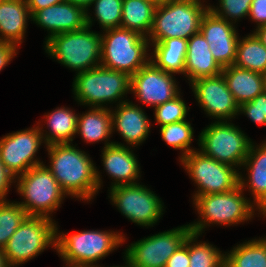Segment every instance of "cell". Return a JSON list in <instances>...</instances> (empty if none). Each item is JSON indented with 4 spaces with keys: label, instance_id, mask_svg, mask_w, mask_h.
I'll return each mask as SVG.
<instances>
[{
    "label": "cell",
    "instance_id": "6da1fadb",
    "mask_svg": "<svg viewBox=\"0 0 266 267\" xmlns=\"http://www.w3.org/2000/svg\"><path fill=\"white\" fill-rule=\"evenodd\" d=\"M71 144L48 145L51 165L46 167L67 196L90 201L101 187L100 173L89 155Z\"/></svg>",
    "mask_w": 266,
    "mask_h": 267
},
{
    "label": "cell",
    "instance_id": "7a4b0ae2",
    "mask_svg": "<svg viewBox=\"0 0 266 267\" xmlns=\"http://www.w3.org/2000/svg\"><path fill=\"white\" fill-rule=\"evenodd\" d=\"M87 12V26L77 31L51 36L45 41L48 55L78 73L100 66L102 35L90 31L91 15Z\"/></svg>",
    "mask_w": 266,
    "mask_h": 267
},
{
    "label": "cell",
    "instance_id": "3957f363",
    "mask_svg": "<svg viewBox=\"0 0 266 267\" xmlns=\"http://www.w3.org/2000/svg\"><path fill=\"white\" fill-rule=\"evenodd\" d=\"M114 231H80L59 234L57 228L56 251L67 266L95 267L102 259L125 242L124 235Z\"/></svg>",
    "mask_w": 266,
    "mask_h": 267
},
{
    "label": "cell",
    "instance_id": "277c9868",
    "mask_svg": "<svg viewBox=\"0 0 266 267\" xmlns=\"http://www.w3.org/2000/svg\"><path fill=\"white\" fill-rule=\"evenodd\" d=\"M103 31L101 66L131 77L150 61L147 37L122 27Z\"/></svg>",
    "mask_w": 266,
    "mask_h": 267
},
{
    "label": "cell",
    "instance_id": "5b68a950",
    "mask_svg": "<svg viewBox=\"0 0 266 267\" xmlns=\"http://www.w3.org/2000/svg\"><path fill=\"white\" fill-rule=\"evenodd\" d=\"M202 4L200 0H168L158 4L147 37L149 44L169 38L189 39L199 32L201 19L209 9Z\"/></svg>",
    "mask_w": 266,
    "mask_h": 267
},
{
    "label": "cell",
    "instance_id": "8992f818",
    "mask_svg": "<svg viewBox=\"0 0 266 267\" xmlns=\"http://www.w3.org/2000/svg\"><path fill=\"white\" fill-rule=\"evenodd\" d=\"M73 80V92L79 104L104 108L103 104L121 100L130 91L131 77L122 71L98 66L77 73Z\"/></svg>",
    "mask_w": 266,
    "mask_h": 267
},
{
    "label": "cell",
    "instance_id": "52a82bcc",
    "mask_svg": "<svg viewBox=\"0 0 266 267\" xmlns=\"http://www.w3.org/2000/svg\"><path fill=\"white\" fill-rule=\"evenodd\" d=\"M244 189L240 186L223 193L197 196L193 200L200 216V221L189 223L192 232L202 234L209 224L235 225L248 221L254 215L255 205L245 199Z\"/></svg>",
    "mask_w": 266,
    "mask_h": 267
},
{
    "label": "cell",
    "instance_id": "ba28073f",
    "mask_svg": "<svg viewBox=\"0 0 266 267\" xmlns=\"http://www.w3.org/2000/svg\"><path fill=\"white\" fill-rule=\"evenodd\" d=\"M16 178L17 192L24 197L19 204L28 216L51 218L50 214L59 208L67 195L44 164L34 166Z\"/></svg>",
    "mask_w": 266,
    "mask_h": 267
},
{
    "label": "cell",
    "instance_id": "9c48e42d",
    "mask_svg": "<svg viewBox=\"0 0 266 267\" xmlns=\"http://www.w3.org/2000/svg\"><path fill=\"white\" fill-rule=\"evenodd\" d=\"M56 237L57 226L52 218L28 216L3 248L8 265L19 266L50 245L56 250Z\"/></svg>",
    "mask_w": 266,
    "mask_h": 267
},
{
    "label": "cell",
    "instance_id": "30bf717a",
    "mask_svg": "<svg viewBox=\"0 0 266 267\" xmlns=\"http://www.w3.org/2000/svg\"><path fill=\"white\" fill-rule=\"evenodd\" d=\"M198 140L205 156L235 168L243 165L252 143L238 126L219 120L203 129Z\"/></svg>",
    "mask_w": 266,
    "mask_h": 267
},
{
    "label": "cell",
    "instance_id": "8fae6325",
    "mask_svg": "<svg viewBox=\"0 0 266 267\" xmlns=\"http://www.w3.org/2000/svg\"><path fill=\"white\" fill-rule=\"evenodd\" d=\"M189 173L198 190L197 196L223 193L234 190L239 186V173L235 167L220 163L205 156L201 151H192L183 158H179Z\"/></svg>",
    "mask_w": 266,
    "mask_h": 267
},
{
    "label": "cell",
    "instance_id": "7c38bea8",
    "mask_svg": "<svg viewBox=\"0 0 266 267\" xmlns=\"http://www.w3.org/2000/svg\"><path fill=\"white\" fill-rule=\"evenodd\" d=\"M110 200L133 223L151 227L163 215L162 200L140 183L119 185L110 189Z\"/></svg>",
    "mask_w": 266,
    "mask_h": 267
},
{
    "label": "cell",
    "instance_id": "4fadbf2b",
    "mask_svg": "<svg viewBox=\"0 0 266 267\" xmlns=\"http://www.w3.org/2000/svg\"><path fill=\"white\" fill-rule=\"evenodd\" d=\"M190 226L164 231L129 245L125 257L132 267H165L171 255L185 242Z\"/></svg>",
    "mask_w": 266,
    "mask_h": 267
},
{
    "label": "cell",
    "instance_id": "5bb4252c",
    "mask_svg": "<svg viewBox=\"0 0 266 267\" xmlns=\"http://www.w3.org/2000/svg\"><path fill=\"white\" fill-rule=\"evenodd\" d=\"M43 142L39 126L9 133L0 139L1 161L15 180L17 175L43 164L34 158Z\"/></svg>",
    "mask_w": 266,
    "mask_h": 267
},
{
    "label": "cell",
    "instance_id": "9a60e30c",
    "mask_svg": "<svg viewBox=\"0 0 266 267\" xmlns=\"http://www.w3.org/2000/svg\"><path fill=\"white\" fill-rule=\"evenodd\" d=\"M175 81L172 73L157 68L149 61L131 76L130 92L143 104L156 107L179 94Z\"/></svg>",
    "mask_w": 266,
    "mask_h": 267
},
{
    "label": "cell",
    "instance_id": "2e32d148",
    "mask_svg": "<svg viewBox=\"0 0 266 267\" xmlns=\"http://www.w3.org/2000/svg\"><path fill=\"white\" fill-rule=\"evenodd\" d=\"M194 96L209 116L227 121L239 114V105L228 89L222 74L191 82Z\"/></svg>",
    "mask_w": 266,
    "mask_h": 267
},
{
    "label": "cell",
    "instance_id": "e0dca14e",
    "mask_svg": "<svg viewBox=\"0 0 266 267\" xmlns=\"http://www.w3.org/2000/svg\"><path fill=\"white\" fill-rule=\"evenodd\" d=\"M199 31L208 42L213 58L219 66L223 69L233 65L239 41L233 23L217 17L208 9L201 19Z\"/></svg>",
    "mask_w": 266,
    "mask_h": 267
},
{
    "label": "cell",
    "instance_id": "ac0fdd59",
    "mask_svg": "<svg viewBox=\"0 0 266 267\" xmlns=\"http://www.w3.org/2000/svg\"><path fill=\"white\" fill-rule=\"evenodd\" d=\"M31 19L49 31V36L64 32L77 31L87 26V11L67 1L36 11Z\"/></svg>",
    "mask_w": 266,
    "mask_h": 267
},
{
    "label": "cell",
    "instance_id": "d6986e66",
    "mask_svg": "<svg viewBox=\"0 0 266 267\" xmlns=\"http://www.w3.org/2000/svg\"><path fill=\"white\" fill-rule=\"evenodd\" d=\"M124 144L106 146L102 151V161L106 172L114 179L111 188L119 185L135 184L140 175V167L135 154ZM140 175V176H139Z\"/></svg>",
    "mask_w": 266,
    "mask_h": 267
},
{
    "label": "cell",
    "instance_id": "ffe728a7",
    "mask_svg": "<svg viewBox=\"0 0 266 267\" xmlns=\"http://www.w3.org/2000/svg\"><path fill=\"white\" fill-rule=\"evenodd\" d=\"M116 109L111 110L112 129L118 131L130 147L140 145L151 128L144 111L128 101L118 104Z\"/></svg>",
    "mask_w": 266,
    "mask_h": 267
},
{
    "label": "cell",
    "instance_id": "44dd1931",
    "mask_svg": "<svg viewBox=\"0 0 266 267\" xmlns=\"http://www.w3.org/2000/svg\"><path fill=\"white\" fill-rule=\"evenodd\" d=\"M256 147V148H255ZM242 166H246L248 170V180L243 179L239 173V186L243 189L247 185L253 195L256 209H259L261 214L266 216V141L255 146L251 143L248 155L245 158ZM248 181V182H246ZM246 182V183H245ZM246 186V187H245Z\"/></svg>",
    "mask_w": 266,
    "mask_h": 267
},
{
    "label": "cell",
    "instance_id": "7402d4cb",
    "mask_svg": "<svg viewBox=\"0 0 266 267\" xmlns=\"http://www.w3.org/2000/svg\"><path fill=\"white\" fill-rule=\"evenodd\" d=\"M222 73V68L213 58L209 44L199 32L188 39L184 74L191 82Z\"/></svg>",
    "mask_w": 266,
    "mask_h": 267
},
{
    "label": "cell",
    "instance_id": "603a6c76",
    "mask_svg": "<svg viewBox=\"0 0 266 267\" xmlns=\"http://www.w3.org/2000/svg\"><path fill=\"white\" fill-rule=\"evenodd\" d=\"M236 103L252 101L266 90V75L231 65L221 73Z\"/></svg>",
    "mask_w": 266,
    "mask_h": 267
},
{
    "label": "cell",
    "instance_id": "cb8c5ba5",
    "mask_svg": "<svg viewBox=\"0 0 266 267\" xmlns=\"http://www.w3.org/2000/svg\"><path fill=\"white\" fill-rule=\"evenodd\" d=\"M31 19L26 0H0V41L19 46ZM2 36V37H1Z\"/></svg>",
    "mask_w": 266,
    "mask_h": 267
},
{
    "label": "cell",
    "instance_id": "d4e9b609",
    "mask_svg": "<svg viewBox=\"0 0 266 267\" xmlns=\"http://www.w3.org/2000/svg\"><path fill=\"white\" fill-rule=\"evenodd\" d=\"M90 109L87 113L78 115L76 134H80L87 143L105 141L104 147L114 144L107 142L114 131L111 110L107 107Z\"/></svg>",
    "mask_w": 266,
    "mask_h": 267
},
{
    "label": "cell",
    "instance_id": "484cf974",
    "mask_svg": "<svg viewBox=\"0 0 266 267\" xmlns=\"http://www.w3.org/2000/svg\"><path fill=\"white\" fill-rule=\"evenodd\" d=\"M188 39L169 38L154 44L150 61L159 69L172 74H184Z\"/></svg>",
    "mask_w": 266,
    "mask_h": 267
},
{
    "label": "cell",
    "instance_id": "4316f807",
    "mask_svg": "<svg viewBox=\"0 0 266 267\" xmlns=\"http://www.w3.org/2000/svg\"><path fill=\"white\" fill-rule=\"evenodd\" d=\"M157 4L151 0H123L120 27L148 37L151 32Z\"/></svg>",
    "mask_w": 266,
    "mask_h": 267
},
{
    "label": "cell",
    "instance_id": "83f0119b",
    "mask_svg": "<svg viewBox=\"0 0 266 267\" xmlns=\"http://www.w3.org/2000/svg\"><path fill=\"white\" fill-rule=\"evenodd\" d=\"M44 116L46 117L47 127H49V133L44 134L42 132L44 130L40 129L46 146L73 141V136L76 135L77 131L78 114H75L70 108L60 107Z\"/></svg>",
    "mask_w": 266,
    "mask_h": 267
},
{
    "label": "cell",
    "instance_id": "f1b7e54d",
    "mask_svg": "<svg viewBox=\"0 0 266 267\" xmlns=\"http://www.w3.org/2000/svg\"><path fill=\"white\" fill-rule=\"evenodd\" d=\"M233 65L266 75V46L254 33L239 38Z\"/></svg>",
    "mask_w": 266,
    "mask_h": 267
},
{
    "label": "cell",
    "instance_id": "f546056e",
    "mask_svg": "<svg viewBox=\"0 0 266 267\" xmlns=\"http://www.w3.org/2000/svg\"><path fill=\"white\" fill-rule=\"evenodd\" d=\"M224 267H266V238H255L235 246L225 254Z\"/></svg>",
    "mask_w": 266,
    "mask_h": 267
},
{
    "label": "cell",
    "instance_id": "4dcf8cb0",
    "mask_svg": "<svg viewBox=\"0 0 266 267\" xmlns=\"http://www.w3.org/2000/svg\"><path fill=\"white\" fill-rule=\"evenodd\" d=\"M199 236V233H189V267H224L225 255L209 243L197 242Z\"/></svg>",
    "mask_w": 266,
    "mask_h": 267
},
{
    "label": "cell",
    "instance_id": "1f68e13d",
    "mask_svg": "<svg viewBox=\"0 0 266 267\" xmlns=\"http://www.w3.org/2000/svg\"><path fill=\"white\" fill-rule=\"evenodd\" d=\"M28 217L18 202L0 201V249L6 246L11 236Z\"/></svg>",
    "mask_w": 266,
    "mask_h": 267
},
{
    "label": "cell",
    "instance_id": "d6a6232c",
    "mask_svg": "<svg viewBox=\"0 0 266 267\" xmlns=\"http://www.w3.org/2000/svg\"><path fill=\"white\" fill-rule=\"evenodd\" d=\"M193 128L186 120L175 122L160 127L162 139L174 149L182 150V156H186L195 149L190 147L193 139Z\"/></svg>",
    "mask_w": 266,
    "mask_h": 267
},
{
    "label": "cell",
    "instance_id": "836d02e7",
    "mask_svg": "<svg viewBox=\"0 0 266 267\" xmlns=\"http://www.w3.org/2000/svg\"><path fill=\"white\" fill-rule=\"evenodd\" d=\"M95 19L104 30L120 27L123 0H95Z\"/></svg>",
    "mask_w": 266,
    "mask_h": 267
},
{
    "label": "cell",
    "instance_id": "e575fe53",
    "mask_svg": "<svg viewBox=\"0 0 266 267\" xmlns=\"http://www.w3.org/2000/svg\"><path fill=\"white\" fill-rule=\"evenodd\" d=\"M190 108L180 98V93L173 99L154 107L155 120L160 127L186 120Z\"/></svg>",
    "mask_w": 266,
    "mask_h": 267
},
{
    "label": "cell",
    "instance_id": "d590c367",
    "mask_svg": "<svg viewBox=\"0 0 266 267\" xmlns=\"http://www.w3.org/2000/svg\"><path fill=\"white\" fill-rule=\"evenodd\" d=\"M253 0H219V7L209 5V10L217 17L236 23L240 18L248 16ZM220 8V9H219ZM235 22H233V20Z\"/></svg>",
    "mask_w": 266,
    "mask_h": 267
},
{
    "label": "cell",
    "instance_id": "8d00e7d4",
    "mask_svg": "<svg viewBox=\"0 0 266 267\" xmlns=\"http://www.w3.org/2000/svg\"><path fill=\"white\" fill-rule=\"evenodd\" d=\"M239 113H244L252 122L259 125H266V90L259 94L252 101L242 103L239 106Z\"/></svg>",
    "mask_w": 266,
    "mask_h": 267
},
{
    "label": "cell",
    "instance_id": "74e56055",
    "mask_svg": "<svg viewBox=\"0 0 266 267\" xmlns=\"http://www.w3.org/2000/svg\"><path fill=\"white\" fill-rule=\"evenodd\" d=\"M189 234L185 242L167 260L165 267H189Z\"/></svg>",
    "mask_w": 266,
    "mask_h": 267
},
{
    "label": "cell",
    "instance_id": "f35d334b",
    "mask_svg": "<svg viewBox=\"0 0 266 267\" xmlns=\"http://www.w3.org/2000/svg\"><path fill=\"white\" fill-rule=\"evenodd\" d=\"M248 16L257 23V28L266 24V0H253Z\"/></svg>",
    "mask_w": 266,
    "mask_h": 267
},
{
    "label": "cell",
    "instance_id": "ab89813d",
    "mask_svg": "<svg viewBox=\"0 0 266 267\" xmlns=\"http://www.w3.org/2000/svg\"><path fill=\"white\" fill-rule=\"evenodd\" d=\"M12 176V174L7 170L4 164L1 161L0 157V201L5 200L7 192L9 191V187L11 183H15L16 180Z\"/></svg>",
    "mask_w": 266,
    "mask_h": 267
},
{
    "label": "cell",
    "instance_id": "60d3db41",
    "mask_svg": "<svg viewBox=\"0 0 266 267\" xmlns=\"http://www.w3.org/2000/svg\"><path fill=\"white\" fill-rule=\"evenodd\" d=\"M16 49L17 45L0 41V71L18 54Z\"/></svg>",
    "mask_w": 266,
    "mask_h": 267
},
{
    "label": "cell",
    "instance_id": "b9f144b4",
    "mask_svg": "<svg viewBox=\"0 0 266 267\" xmlns=\"http://www.w3.org/2000/svg\"><path fill=\"white\" fill-rule=\"evenodd\" d=\"M66 0H26L31 16L38 10L64 2Z\"/></svg>",
    "mask_w": 266,
    "mask_h": 267
},
{
    "label": "cell",
    "instance_id": "7bdbcfd3",
    "mask_svg": "<svg viewBox=\"0 0 266 267\" xmlns=\"http://www.w3.org/2000/svg\"><path fill=\"white\" fill-rule=\"evenodd\" d=\"M253 33L260 40L262 44L266 46V24L255 29Z\"/></svg>",
    "mask_w": 266,
    "mask_h": 267
},
{
    "label": "cell",
    "instance_id": "ee69618b",
    "mask_svg": "<svg viewBox=\"0 0 266 267\" xmlns=\"http://www.w3.org/2000/svg\"><path fill=\"white\" fill-rule=\"evenodd\" d=\"M69 3H72L74 5H78L88 11V7L92 6V3L95 0H66Z\"/></svg>",
    "mask_w": 266,
    "mask_h": 267
},
{
    "label": "cell",
    "instance_id": "f6af8a7d",
    "mask_svg": "<svg viewBox=\"0 0 266 267\" xmlns=\"http://www.w3.org/2000/svg\"><path fill=\"white\" fill-rule=\"evenodd\" d=\"M0 267H10L7 263L3 250L0 249Z\"/></svg>",
    "mask_w": 266,
    "mask_h": 267
},
{
    "label": "cell",
    "instance_id": "bcb514c9",
    "mask_svg": "<svg viewBox=\"0 0 266 267\" xmlns=\"http://www.w3.org/2000/svg\"><path fill=\"white\" fill-rule=\"evenodd\" d=\"M125 260H126V261H125V264H126V265L121 266V267H132L131 264L129 263V261H128L126 258H125ZM95 267H97V266H95ZM98 267H99V266H98ZM100 267H101V266H100ZM113 267H119V266H113Z\"/></svg>",
    "mask_w": 266,
    "mask_h": 267
},
{
    "label": "cell",
    "instance_id": "7dc6e473",
    "mask_svg": "<svg viewBox=\"0 0 266 267\" xmlns=\"http://www.w3.org/2000/svg\"><path fill=\"white\" fill-rule=\"evenodd\" d=\"M151 1H153L154 3H156L158 5V4L164 3V2H166L168 0H151Z\"/></svg>",
    "mask_w": 266,
    "mask_h": 267
}]
</instances>
